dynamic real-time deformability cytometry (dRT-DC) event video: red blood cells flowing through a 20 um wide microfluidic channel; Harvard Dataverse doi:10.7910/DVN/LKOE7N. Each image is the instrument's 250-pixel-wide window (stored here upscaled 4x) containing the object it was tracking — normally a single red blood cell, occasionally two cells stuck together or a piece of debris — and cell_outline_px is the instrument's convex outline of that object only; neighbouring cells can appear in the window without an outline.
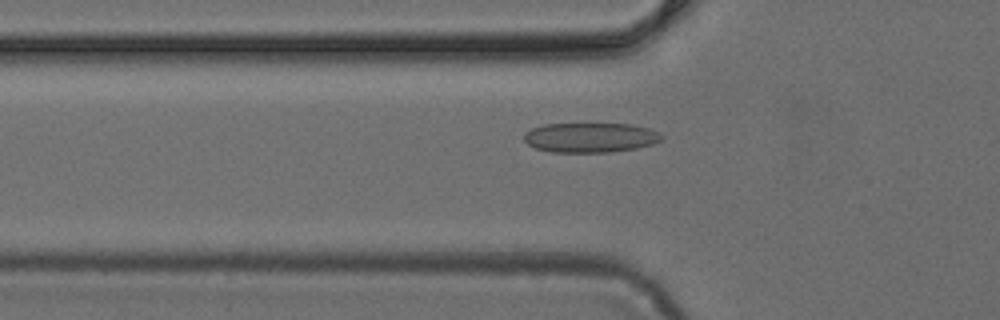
{"species": "common noctule bat (a hibernating species)", "species_latin": "Nyctalus noctula", "temperature_condition": "cold", "stored_images_in_passage": 27, "camera_frame_rate_fps": 3000, "um_per_image_px": 0.085, "animal": {"sex": "female", "body_mass_g": 24.6, "forearm_length_mm": 56.2}, "frame": {"image": 1, "passage_image": 6, "time_ms": 1.667, "image_size_px": [1000, 320], "cell_outline_px": [[664, 136], [660, 140], [652, 144], [636, 148], [612, 152], [552, 152], [536, 148], [528, 144], [524, 140], [524, 132], [532, 128], [544, 124], [632, 124], [648, 128], [660, 132]], "centroid_in_image_um": [50.18, 11.69], "position_along_channel_um": 75.6, "area_um2": 23.87}}
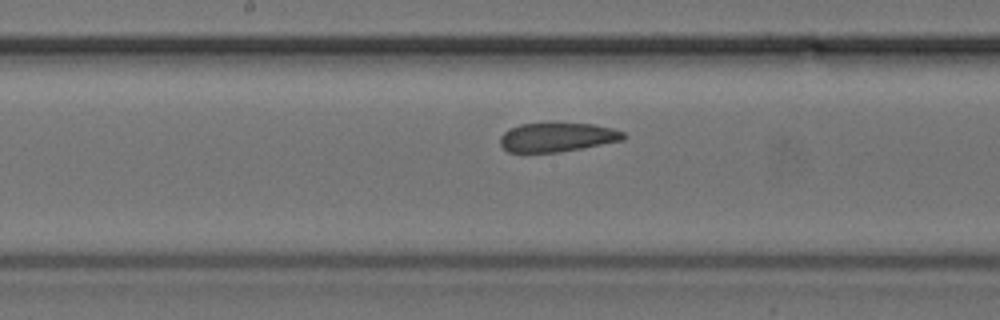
{"frame": {"image": 2, "passage_image": 15, "time_ms": 4.667, "image_size_px": [1000, 320], "cell_outline_px": [[628, 136], [624, 140], [560, 152], [508, 152], [500, 144], [500, 136], [504, 132], [520, 124], [592, 124], [612, 128], [624, 132]], "centroid_in_image_um": [47.39, 11.67], "position_along_channel_um": 200.8, "area_um2": 20.63}}
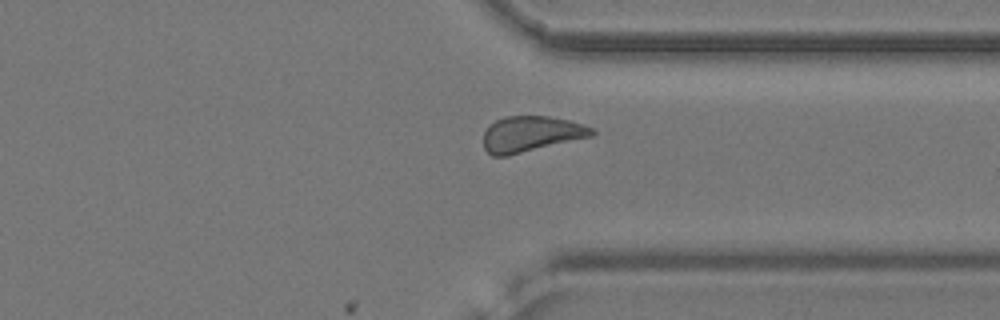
{"frame": {"image": 3, "passage_image": 27, "time_ms": 8.667, "image_size_px": [1000, 320], "cell_outline_px": [[596, 132], [592, 136], [508, 156], [492, 156], [484, 148], [484, 132], [488, 124], [504, 116], [548, 116], [568, 120], [584, 124], [596, 128]], "centroid_in_image_um": [45.14, 11.38], "position_along_channel_um": 366.3, "area_um2": 22.77}}